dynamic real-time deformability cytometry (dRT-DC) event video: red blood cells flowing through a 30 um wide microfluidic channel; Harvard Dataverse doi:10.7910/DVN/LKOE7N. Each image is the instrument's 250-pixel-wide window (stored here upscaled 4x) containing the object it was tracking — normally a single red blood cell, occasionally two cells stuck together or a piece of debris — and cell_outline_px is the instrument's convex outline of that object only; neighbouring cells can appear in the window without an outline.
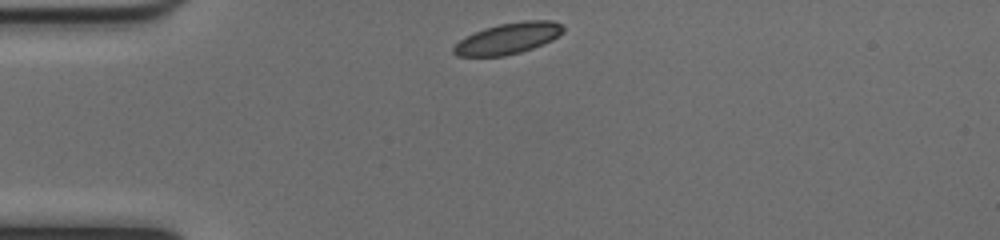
{"species": "common noctule bat (a hibernating species)", "species_latin": "Nyctalus noctula", "temperature_condition": "cold", "stored_images_in_passage": 40, "camera_frame_rate_fps": 3000, "um_per_image_px": 0.085, "animal": {"sex": "female", "body_mass_g": 17.0, "forearm_length_mm": 48.0}, "frame": {"image": 1, "passage_image": 1, "time_ms": 0.0, "image_size_px": [1000, 240], "cell_outline_px": [[564, 32], [552, 40], [544, 44], [520, 52], [504, 56], [456, 56], [452, 52], [452, 48], [460, 40], [484, 28], [500, 24], [524, 20], [552, 20], [560, 24], [564, 28]], "centroid_in_image_um": [43.21, 3.27], "position_along_channel_um": 41.8, "area_um2": 19.77}}
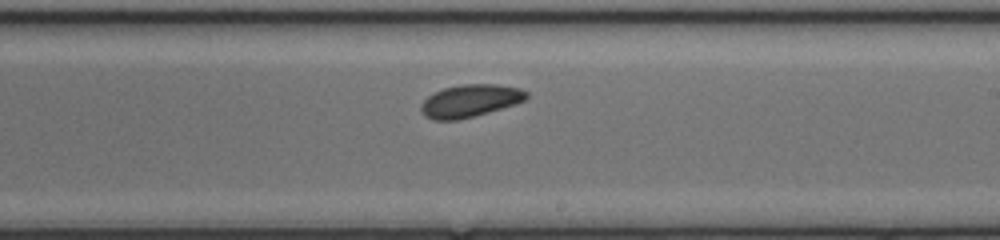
{"frame": {"image": 2, "passage_image": 19, "time_ms": 6.0, "image_size_px": [1000, 240], "cell_outline_px": [[528, 96], [524, 100], [516, 104], [488, 112], [456, 120], [432, 120], [424, 116], [420, 108], [420, 104], [428, 96], [444, 88], [464, 84], [496, 84], [520, 88], [528, 92]], "centroid_in_image_um": [39.95, 8.57], "position_along_channel_um": 249.0, "area_um2": 19.88}}
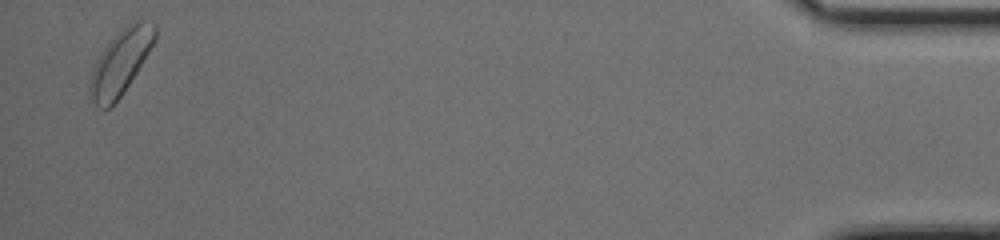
{"frame": {"image": 3, "passage_image": 39, "time_ms": 12.667, "image_size_px": [1000, 240], "cell_outline_px": [[156, 40], [136, 72], [120, 96], [108, 108], [104, 108], [96, 104], [88, 92], [88, 88], [92, 72], [104, 48], [132, 20], [144, 20], [156, 24]], "centroid_in_image_um": [10.28, 5.25], "position_along_channel_um": 424.9, "area_um2": 23.52}, "authors_computed_cell_mechanics": {"area_um2": 20.1144, "velocity_mm_per_s": 3.9557, "shape_relaxation_time_tau1_ms": 2.6963, "shape_relaxation_time_tau2_ms": null, "deformation_change_tau1": 0.0683, "deformation_change_tau2": null}}